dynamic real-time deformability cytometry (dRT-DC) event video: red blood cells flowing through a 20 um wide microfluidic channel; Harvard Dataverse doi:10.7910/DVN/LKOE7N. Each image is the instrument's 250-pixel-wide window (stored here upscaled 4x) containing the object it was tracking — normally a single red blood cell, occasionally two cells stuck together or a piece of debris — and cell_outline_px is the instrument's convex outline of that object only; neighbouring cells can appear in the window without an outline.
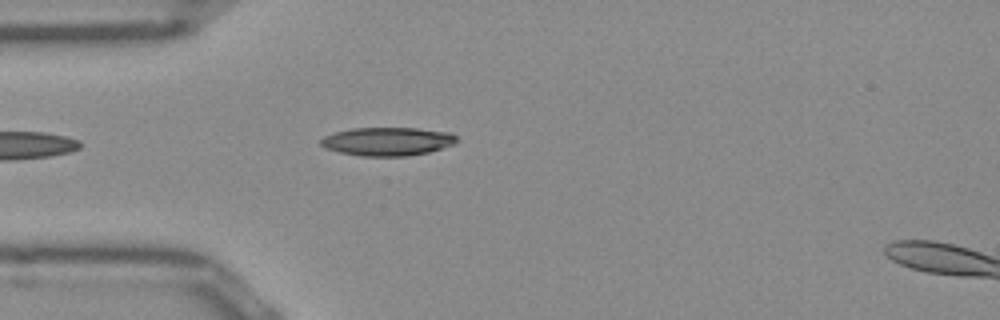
{"species": "Egyptian fruit bat (a non-hibernating species)", "species_latin": "Rousettus aegyptiacus", "temperature_condition": "room temperature", "stored_images_in_passage": 26, "camera_frame_rate_fps": 3000, "um_per_image_px": 0.085, "frame": {"image": 1, "passage_image": 4, "time_ms": 1.0, "image_size_px": [1000, 320], "cell_outline_px": [[460, 140], [456, 144], [428, 152], [408, 156], [360, 156], [340, 152], [324, 148], [320, 144], [320, 140], [324, 136], [336, 132], [352, 128], [416, 128], [452, 132]], "centroid_in_image_um": [32.98, 12.02], "position_along_channel_um": 52.0, "area_um2": 22.72}}
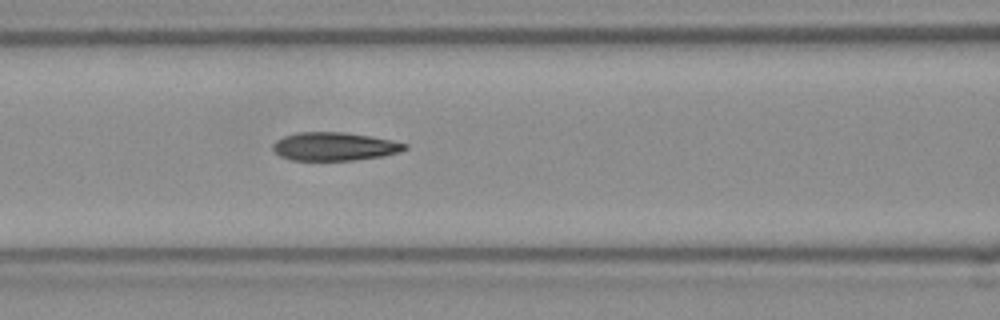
{"frame": {"image": 2, "passage_image": 11, "time_ms": 3.333, "image_size_px": [1000, 320], "cell_outline_px": [[408, 148], [400, 152], [384, 156], [356, 160], [292, 160], [280, 156], [272, 148], [272, 144], [276, 140], [284, 136], [296, 132], [344, 132], [392, 140], [408, 144]], "centroid_in_image_um": [28.44, 12.45], "position_along_channel_um": 138.2, "area_um2": 21.85}}
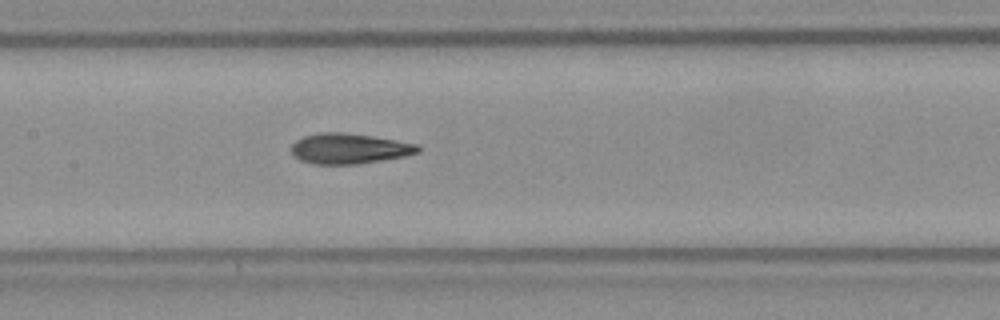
{"frame": {"image": 3, "passage_image": 14, "time_ms": 4.333, "image_size_px": [1000, 320], "cell_outline_px": [[420, 152], [404, 156], [356, 164], [312, 164], [300, 160], [292, 152], [292, 144], [296, 140], [304, 136], [320, 132], [344, 132], [372, 136], [416, 144], [420, 148]], "centroid_in_image_um": [29.65, 12.62], "position_along_channel_um": 177.7, "area_um2": 22.2}}